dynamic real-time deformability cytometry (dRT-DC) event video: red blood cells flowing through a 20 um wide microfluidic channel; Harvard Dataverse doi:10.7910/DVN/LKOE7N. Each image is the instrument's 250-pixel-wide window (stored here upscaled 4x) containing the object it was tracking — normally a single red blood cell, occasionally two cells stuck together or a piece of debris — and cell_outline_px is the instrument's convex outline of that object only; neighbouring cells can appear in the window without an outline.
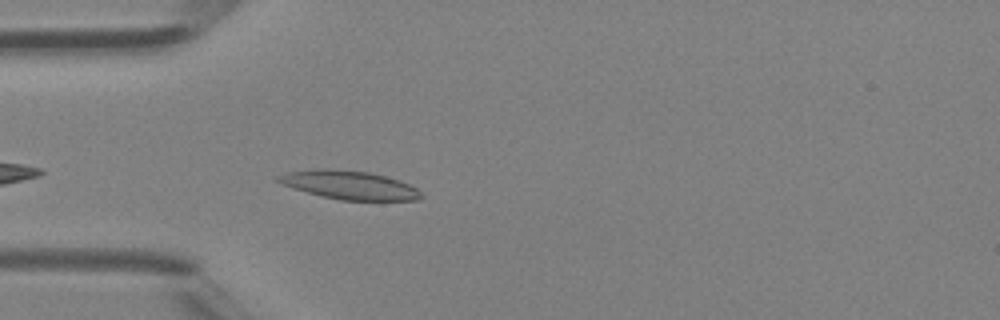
{"species": "Egyptian fruit bat (a non-hibernating species)", "species_latin": "Rousettus aegyptiacus", "temperature_condition": "room temperature", "stored_images_in_passage": 30, "camera_frame_rate_fps": 3000, "um_per_image_px": 0.085, "animal": {"sex": "female"}, "frame": {"image": 1, "passage_image": 3, "time_ms": 0.667, "image_size_px": [1000, 320], "cell_outline_px": [[424, 196], [416, 200], [340, 200], [292, 188], [276, 180], [276, 176], [288, 172], [320, 168], [324, 168], [368, 172], [384, 176], [408, 184], [416, 188]], "centroid_in_image_um": [29.68, 15.73], "position_along_channel_um": 55.3, "area_um2": 23.35}}
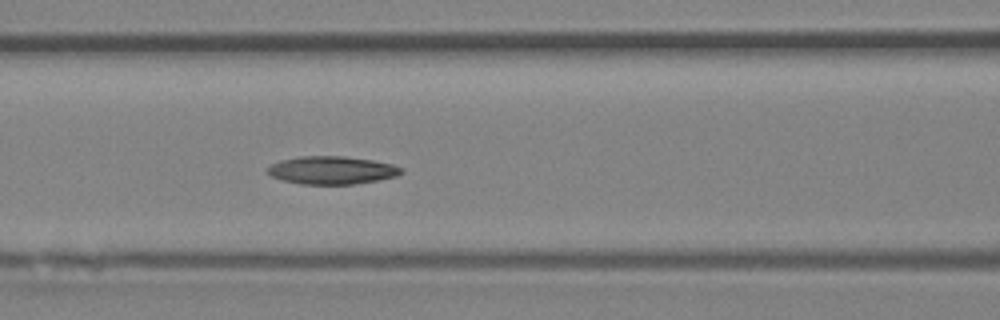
{"frame": {"image": 2, "passage_image": 9, "time_ms": 2.667, "image_size_px": [1000, 320], "cell_outline_px": [[404, 172], [396, 176], [376, 180], [352, 184], [300, 184], [284, 180], [272, 176], [268, 172], [268, 168], [272, 164], [280, 160], [300, 156], [344, 156], [372, 160], [392, 164], [404, 168]], "centroid_in_image_um": [28.23, 14.46], "position_along_channel_um": 138.4, "area_um2": 21.62}}
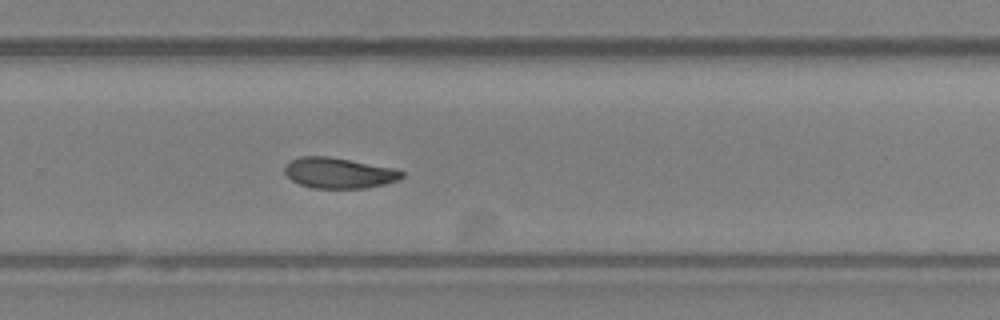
{"frame": {"image": 3, "passage_image": 20, "time_ms": 6.333, "image_size_px": [1000, 320], "cell_outline_px": [[404, 176], [400, 180], [384, 184], [364, 188], [312, 188], [300, 184], [292, 180], [284, 172], [284, 168], [292, 160], [300, 156], [328, 156], [392, 168], [404, 172]], "centroid_in_image_um": [28.81, 14.71], "position_along_channel_um": 301.0, "area_um2": 20.69}, "authors_computed_cell_mechanics": {"area_um2": 21.3571, "velocity_mm_per_s": 4.4451, "shape_relaxation_time_tau1_ms": null, "shape_relaxation_time_tau2_ms": 6.3806, "deformation_change_tau1": null, "deformation_change_tau2": 0.1386}}